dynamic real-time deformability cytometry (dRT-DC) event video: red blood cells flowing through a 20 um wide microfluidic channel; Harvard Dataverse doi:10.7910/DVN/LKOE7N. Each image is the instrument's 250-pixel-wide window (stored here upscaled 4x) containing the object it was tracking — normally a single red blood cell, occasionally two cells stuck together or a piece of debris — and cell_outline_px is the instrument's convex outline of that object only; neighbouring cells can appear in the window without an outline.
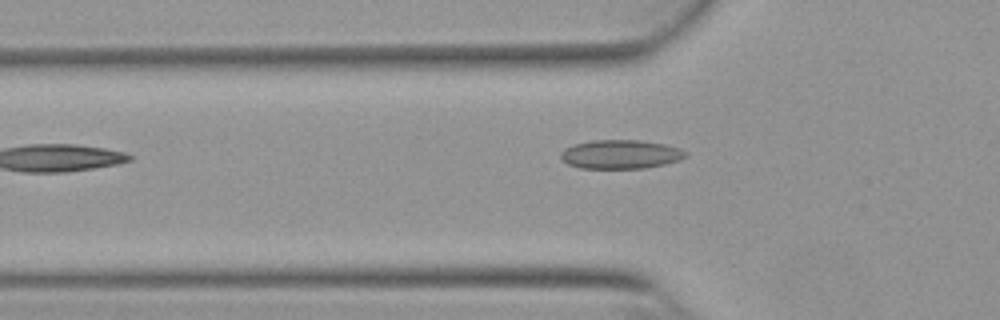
{"species": "Egyptian fruit bat (a non-hibernating species)", "species_latin": "Rousettus aegyptiacus", "temperature_condition": "warm", "stored_images_in_passage": 33, "camera_frame_rate_fps": 3000, "um_per_image_px": 0.085, "animal": {"sex": "female"}, "frame": {"image": 1, "passage_image": 3, "time_ms": 0.667, "image_size_px": [1000, 320], "cell_outline_px": [[688, 156], [680, 160], [664, 164], [644, 168], [580, 168], [568, 164], [560, 160], [560, 152], [564, 148], [576, 144], [592, 140], [640, 140], [664, 144], [680, 148], [688, 152]], "centroid_in_image_um": [52.75, 13.11], "position_along_channel_um": 73.0, "area_um2": 21.15}}
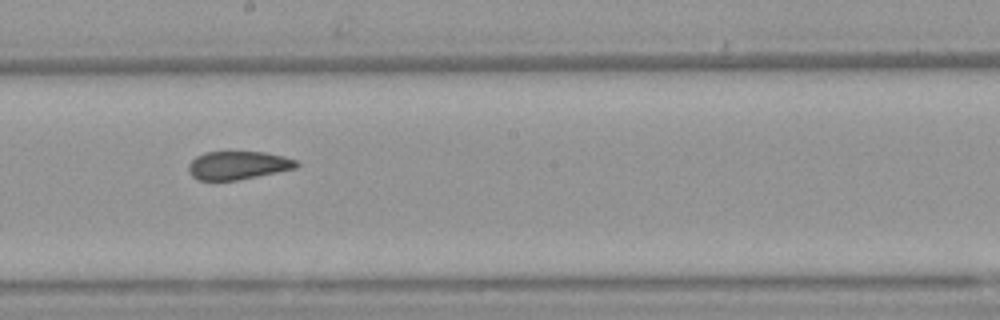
{"frame": {"image": 2, "passage_image": 15, "time_ms": 4.667, "image_size_px": [1000, 320], "cell_outline_px": [[300, 164], [296, 168], [236, 180], [200, 180], [192, 176], [188, 172], [188, 164], [196, 156], [204, 152], [264, 152], [284, 156], [296, 160]], "centroid_in_image_um": [20.21, 14.04], "position_along_channel_um": 228.0, "area_um2": 17.69}}
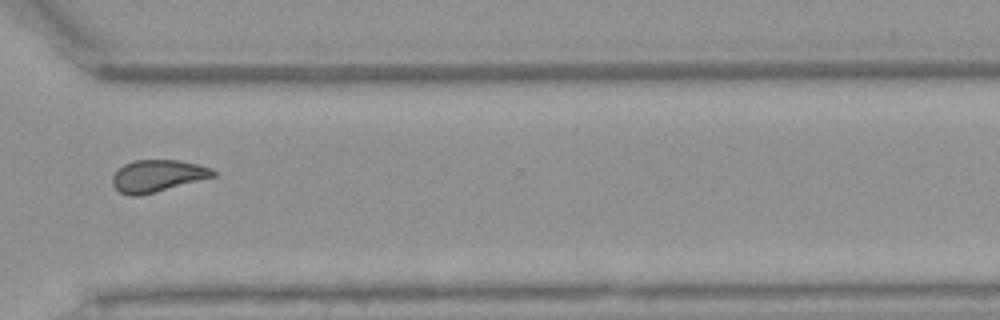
{"frame": {"image": 3, "passage_image": 25, "time_ms": 8.0, "image_size_px": [1000, 320], "cell_outline_px": [[216, 176], [140, 196], [128, 196], [120, 192], [112, 184], [112, 176], [124, 164], [132, 160], [176, 160], [196, 164], [212, 168], [216, 172]], "centroid_in_image_um": [13.38, 14.95], "position_along_channel_um": 357.2, "area_um2": 18.73}, "authors_computed_cell_mechanics": {"area_um2": 18.496, "velocity_mm_per_s": 3.8699, "shape_relaxation_time_tau1_ms": null, "shape_relaxation_time_tau2_ms": 1.8516, "deformation_change_tau1": null, "deformation_change_tau2": 0.0785}}